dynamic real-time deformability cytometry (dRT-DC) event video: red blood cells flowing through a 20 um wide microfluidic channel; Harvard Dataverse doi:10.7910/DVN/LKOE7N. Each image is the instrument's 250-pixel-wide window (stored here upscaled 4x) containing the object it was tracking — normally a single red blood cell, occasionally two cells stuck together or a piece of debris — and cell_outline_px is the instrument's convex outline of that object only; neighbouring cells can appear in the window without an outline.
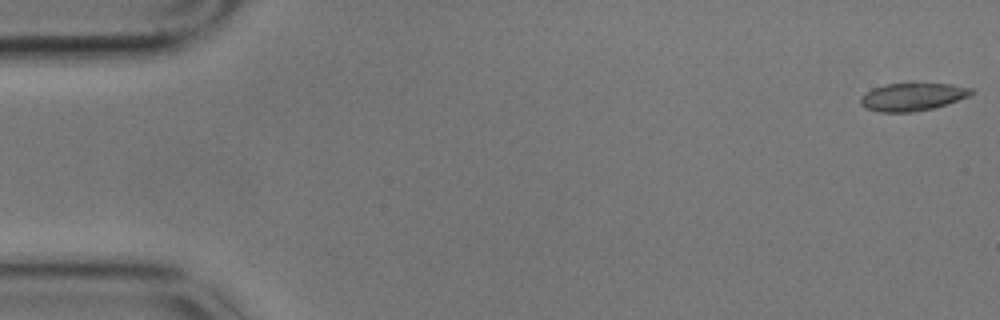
{"species": "common noctule bat (a hibernating species)", "species_latin": "Nyctalus noctula", "temperature_condition": "cold", "stored_images_in_passage": 58, "camera_frame_rate_fps": 3000, "um_per_image_px": 0.085, "animal": {"sex": "male", "body_mass_g": 17.9}, "frame": {"image": 1, "passage_image": 1, "time_ms": 0.0, "image_size_px": [1000, 320], "cell_outline_px": [[976, 92], [968, 96], [932, 108], [912, 112], [880, 112], [864, 108], [860, 104], [860, 96], [864, 92], [872, 88], [884, 84], [952, 84], [976, 88]], "centroid_in_image_um": [77.53, 8.22], "position_along_channel_um": 7.5, "area_um2": 17.98}}
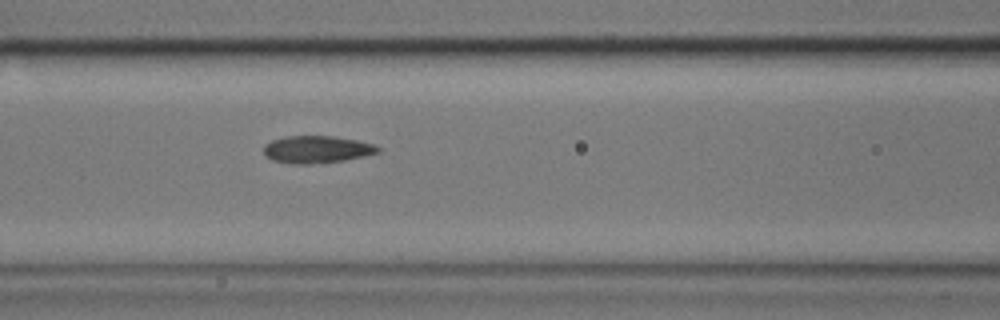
{"frame": {"image": 2, "passage_image": 24, "time_ms": 7.667, "image_size_px": [1000, 320], "cell_outline_px": [[380, 152], [364, 156], [344, 160], [312, 164], [292, 164], [272, 160], [264, 156], [264, 144], [272, 140], [284, 136], [332, 136], [356, 140], [376, 144], [380, 148]], "centroid_in_image_um": [26.91, 12.7], "position_along_channel_um": 139.7, "area_um2": 18.32}}
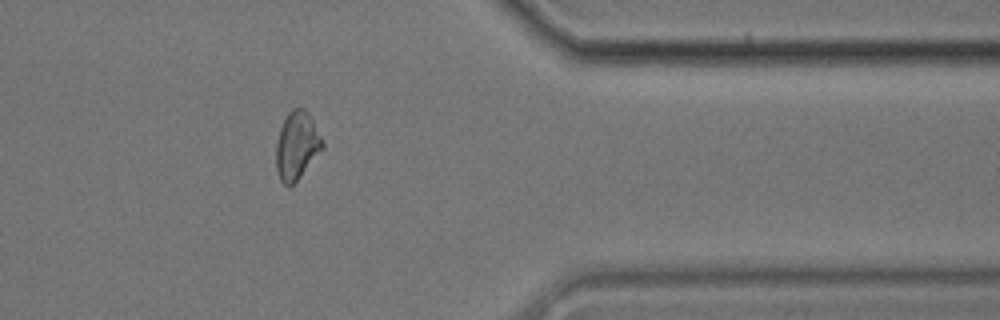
{"frame": {"image": 3, "passage_image": 47, "time_ms": 15.333, "image_size_px": [1000, 320], "cell_outline_px": [[324, 148], [300, 176], [288, 188], [280, 180], [276, 168], [276, 144], [280, 128], [288, 112], [292, 108], [304, 108], [308, 112], [324, 144]], "centroid_in_image_um": [25.22, 12.37], "position_along_channel_um": 386.2, "area_um2": 18.15}, "authors_computed_cell_mechanics": {"area_um2": 18.3226, "velocity_mm_per_s": 3.4395, "shape_relaxation_time_tau1_ms": 3.6892, "shape_relaxation_time_tau2_ms": 3.0308, "deformation_change_tau1": 0.1226, "deformation_change_tau2": 0.0958}}